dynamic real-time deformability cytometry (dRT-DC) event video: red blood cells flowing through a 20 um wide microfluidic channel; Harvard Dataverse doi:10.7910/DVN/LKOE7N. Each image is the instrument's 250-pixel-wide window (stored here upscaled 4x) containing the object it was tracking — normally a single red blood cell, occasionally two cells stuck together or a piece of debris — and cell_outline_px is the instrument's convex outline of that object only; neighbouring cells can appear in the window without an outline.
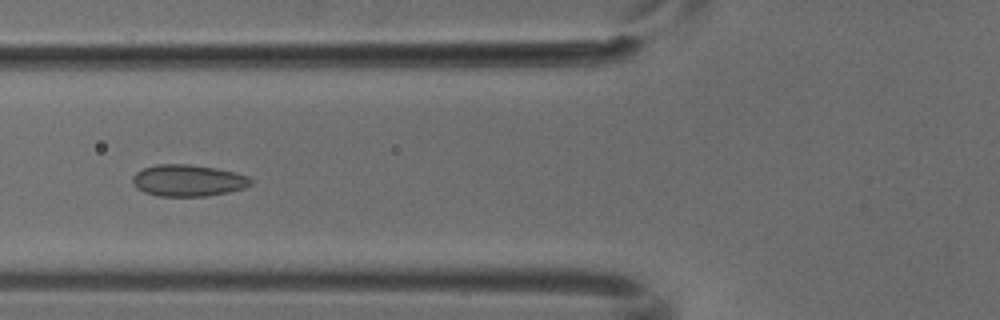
{"species": "common noctule bat (a hibernating species)", "species_latin": "Nyctalus noctula", "temperature_condition": "cold", "stored_images_in_passage": 5, "camera_frame_rate_fps": 3000, "um_per_image_px": 0.085, "animal": {"sex": "male", "body_mass_g": 18.8}, "frame": {"image": 1, "passage_image": 5, "time_ms": 1.333, "image_size_px": [1000, 320], "cell_outline_px": [[252, 184], [244, 188], [228, 192], [208, 196], [156, 196], [144, 192], [136, 188], [132, 184], [132, 176], [136, 172], [144, 168], [156, 164], [188, 164], [216, 168], [236, 172], [248, 176], [252, 180]], "centroid_in_image_um": [15.97, 15.34], "position_along_channel_um": 109.8, "area_um2": 22.02}}